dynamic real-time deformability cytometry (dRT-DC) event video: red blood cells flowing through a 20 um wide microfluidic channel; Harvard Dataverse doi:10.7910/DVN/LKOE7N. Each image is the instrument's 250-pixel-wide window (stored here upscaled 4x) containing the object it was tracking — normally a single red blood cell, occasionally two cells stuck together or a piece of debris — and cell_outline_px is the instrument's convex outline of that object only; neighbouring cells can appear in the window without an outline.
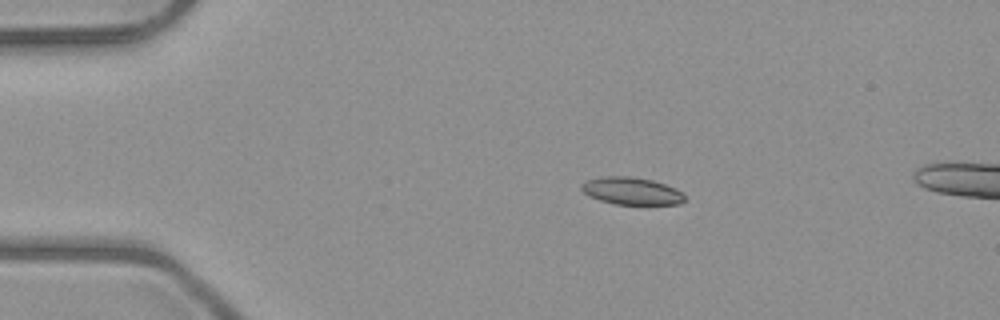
{"species": "common noctule bat (a hibernating species)", "species_latin": "Nyctalus noctula", "temperature_condition": "room temperature", "stored_images_in_passage": 5, "camera_frame_rate_fps": 3000, "um_per_image_px": 0.085, "animal": {"sex": "male", "body_mass_g": 23.1, "forearm_length_mm": 52.7}, "frame": {"image": 1, "passage_image": 3, "time_ms": 2.333, "image_size_px": [1000, 320], "cell_outline_px": [[684, 200], [680, 204], [612, 204], [588, 196], [580, 188], [580, 184], [588, 180], [608, 176], [628, 176], [652, 180], [676, 188], [684, 196]], "centroid_in_image_um": [53.65, 16.24], "position_along_channel_um": 31.3, "area_um2": 16.3}}